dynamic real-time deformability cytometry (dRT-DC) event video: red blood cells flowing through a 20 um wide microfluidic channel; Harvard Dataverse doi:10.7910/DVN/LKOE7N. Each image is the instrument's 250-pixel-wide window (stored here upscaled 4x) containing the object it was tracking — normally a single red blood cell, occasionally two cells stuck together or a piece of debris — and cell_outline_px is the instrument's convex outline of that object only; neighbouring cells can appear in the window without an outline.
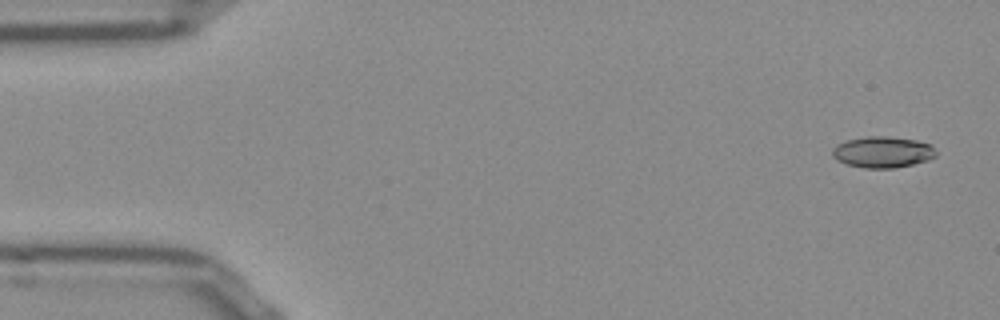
{"species": "Egyptian fruit bat (a non-hibernating species)", "species_latin": "Rousettus aegyptiacus", "temperature_condition": "room temperature", "stored_images_in_passage": 13, "camera_frame_rate_fps": 3000, "um_per_image_px": 0.085, "frame": {"image": 1, "passage_image": 1, "time_ms": 0.0, "image_size_px": [1000, 320], "cell_outline_px": [[936, 156], [928, 160], [896, 168], [864, 168], [848, 164], [836, 160], [832, 156], [832, 148], [836, 144], [848, 140], [868, 136], [888, 136], [916, 140], [932, 144], [936, 152]], "centroid_in_image_um": [75.03, 12.92], "position_along_channel_um": 10.0, "area_um2": 18.96}}
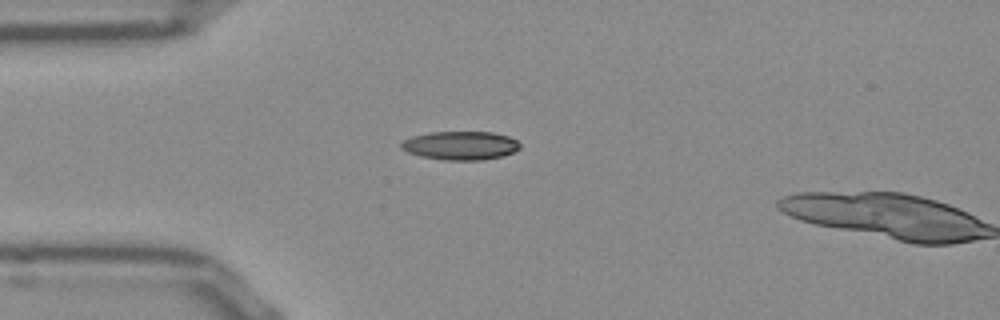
{"frame": {"image": 2, "passage_image": 12, "time_ms": 3.667, "image_size_px": [1000, 320], "cell_outline_px": [[520, 148], [504, 156], [480, 160], [444, 160], [420, 156], [408, 152], [400, 148], [400, 144], [404, 140], [412, 136], [432, 132], [492, 132], [508, 136], [516, 140], [520, 144]], "centroid_in_image_um": [39.14, 12.37], "position_along_channel_um": 45.9, "area_um2": 19.77}}